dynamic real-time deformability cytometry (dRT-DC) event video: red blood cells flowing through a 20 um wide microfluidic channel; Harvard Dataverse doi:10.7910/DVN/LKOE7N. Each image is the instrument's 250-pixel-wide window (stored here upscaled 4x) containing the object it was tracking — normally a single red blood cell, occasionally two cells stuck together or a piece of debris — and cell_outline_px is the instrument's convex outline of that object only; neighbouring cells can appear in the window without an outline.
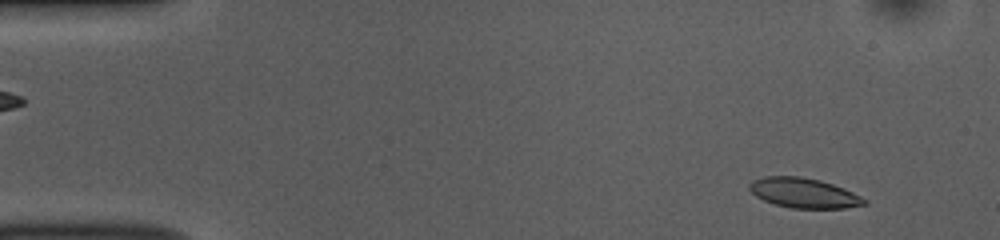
{"species": "common noctule bat (a hibernating species)", "species_latin": "Nyctalus noctula", "temperature_condition": "room temperature", "stored_images_in_passage": 52, "camera_frame_rate_fps": 3000, "um_per_image_px": 0.085, "animal": {"sex": "female", "body_mass_g": 10.0, "forearm_length_mm": 53.1}, "frame": {"image": 1, "passage_image": 4, "time_ms": 1.0, "image_size_px": [1000, 240], "cell_outline_px": [[868, 204], [844, 208], [792, 208], [776, 204], [764, 200], [756, 196], [748, 188], [748, 184], [752, 180], [764, 176], [800, 176], [820, 180], [844, 188], [868, 200]], "centroid_in_image_um": [68.32, 16.39], "position_along_channel_um": 16.7, "area_um2": 20.0}}
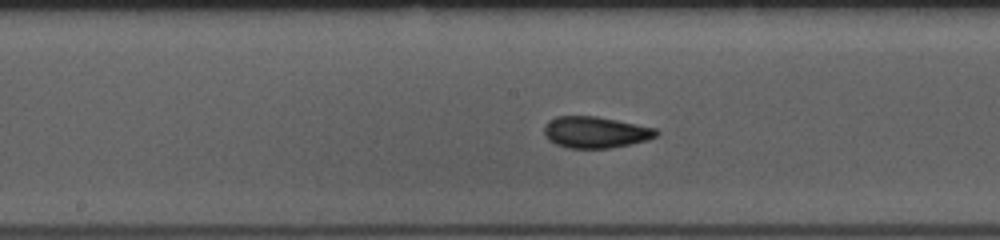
{"frame": {"image": 2, "passage_image": 26, "time_ms": 8.333, "image_size_px": [1000, 240], "cell_outline_px": [[660, 132], [656, 136], [648, 140], [608, 148], [568, 148], [556, 144], [548, 140], [544, 136], [544, 124], [548, 120], [556, 116], [596, 116], [656, 128]], "centroid_in_image_um": [50.58, 11.23], "position_along_channel_um": 197.6, "area_um2": 20.58}}
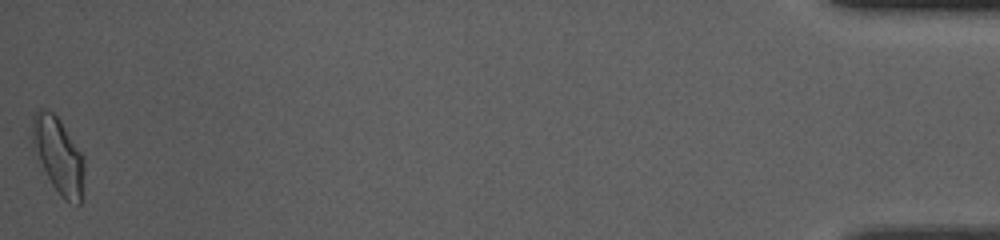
{"frame": {"image": 3, "passage_image": 52, "time_ms": 17.0, "image_size_px": [1000, 240], "cell_outline_px": [[84, 168], [80, 204], [76, 204], [64, 200], [60, 196], [52, 184], [32, 148], [32, 116], [40, 108], [52, 112], [60, 120], [80, 152], [84, 160]], "centroid_in_image_um": [4.94, 13.2], "position_along_channel_um": 430.3, "area_um2": 22.6}, "authors_computed_cell_mechanics": {"area_um2": 20.3167, "velocity_mm_per_s": 3.7764, "shape_relaxation_time_tau1_ms": 4.6254, "shape_relaxation_time_tau2_ms": 1.3082, "deformation_change_tau1": 0.1199, "deformation_change_tau2": 0.0545}}